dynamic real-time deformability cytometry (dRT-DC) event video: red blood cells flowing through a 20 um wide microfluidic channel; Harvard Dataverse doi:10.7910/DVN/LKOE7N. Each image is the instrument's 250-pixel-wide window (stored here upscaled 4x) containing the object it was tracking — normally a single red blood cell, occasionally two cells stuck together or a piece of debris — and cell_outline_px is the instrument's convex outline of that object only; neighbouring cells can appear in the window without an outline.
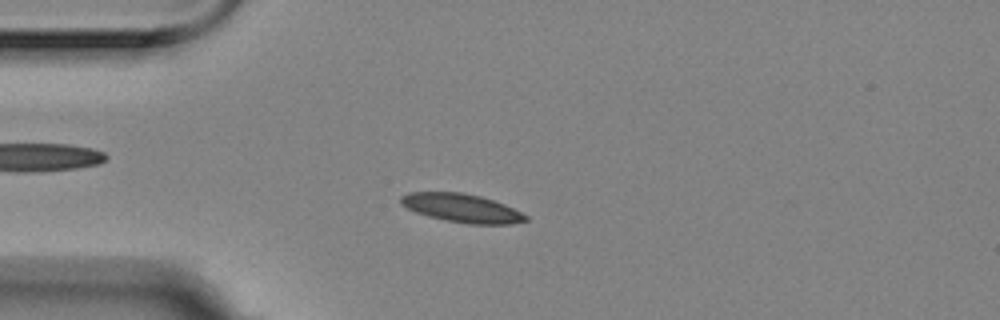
{"species": "Egyptian fruit bat (a non-hibernating species)", "species_latin": "Rousettus aegyptiacus", "temperature_condition": "room temperature", "stored_images_in_passage": 9, "camera_frame_rate_fps": 3000, "um_per_image_px": 0.085, "animal": {"sex": "female"}, "frame": {"image": 1, "passage_image": 3, "time_ms": 0.667, "image_size_px": [1000, 320], "cell_outline_px": [[528, 220], [512, 224], [468, 224], [428, 216], [416, 212], [400, 204], [400, 196], [408, 192], [464, 192], [480, 196], [504, 204], [528, 216]], "centroid_in_image_um": [39.24, 17.68], "position_along_channel_um": 45.8, "area_um2": 20.63}}
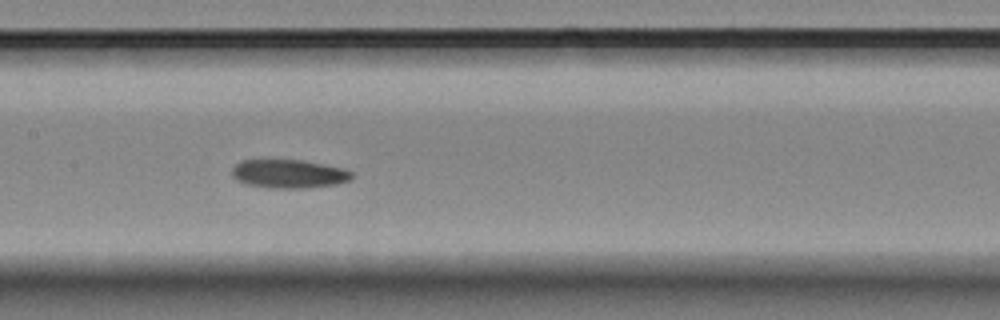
{"frame": {"image": 2, "passage_image": 7, "time_ms": 2.0, "image_size_px": [1000, 320], "cell_outline_px": [[352, 176], [348, 180], [336, 184], [304, 188], [268, 188], [244, 184], [236, 180], [232, 176], [232, 168], [240, 160], [304, 160], [344, 168], [352, 172]], "centroid_in_image_um": [24.51, 14.77], "position_along_channel_um": 182.9, "area_um2": 20.06}}
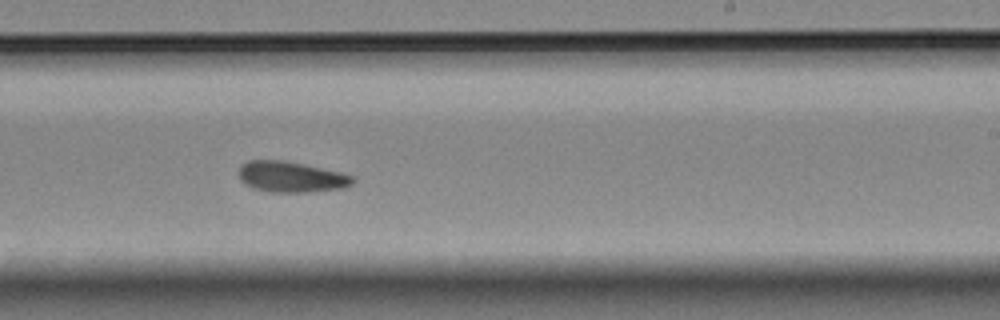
{"frame": {"image": 3, "passage_image": 9, "time_ms": 2.667, "image_size_px": [1000, 320], "cell_outline_px": [[356, 180], [352, 184], [344, 188], [308, 192], [268, 192], [252, 188], [244, 184], [240, 180], [240, 164], [248, 160], [284, 160], [304, 164], [340, 172], [352, 176]], "centroid_in_image_um": [24.73, 15.04], "position_along_channel_um": 264.3, "area_um2": 20.58}}